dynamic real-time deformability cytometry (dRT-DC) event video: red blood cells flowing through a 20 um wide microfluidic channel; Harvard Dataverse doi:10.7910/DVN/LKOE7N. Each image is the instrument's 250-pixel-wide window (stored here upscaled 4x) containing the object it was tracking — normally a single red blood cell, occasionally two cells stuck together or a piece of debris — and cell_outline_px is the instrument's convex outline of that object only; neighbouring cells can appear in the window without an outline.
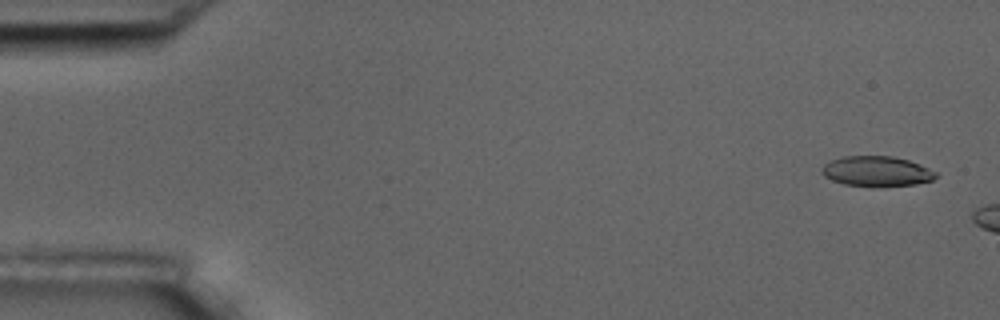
{"species": "common noctule bat (a hibernating species)", "species_latin": "Nyctalus noctula", "temperature_condition": "room temperature", "stored_images_in_passage": 3, "camera_frame_rate_fps": 3000, "um_per_image_px": 0.085, "animal": {"sex": "male", "body_mass_g": 17.5, "forearm_length_mm": 52.3}, "frame": {"image": 1, "passage_image": 1, "time_ms": 0.0, "image_size_px": [1000, 320], "cell_outline_px": [[936, 176], [932, 180], [916, 184], [844, 184], [832, 180], [824, 176], [820, 172], [824, 164], [832, 160], [844, 156], [892, 156], [908, 160], [920, 164], [936, 172]], "centroid_in_image_um": [74.49, 14.51], "position_along_channel_um": 10.5, "area_um2": 19.25}}